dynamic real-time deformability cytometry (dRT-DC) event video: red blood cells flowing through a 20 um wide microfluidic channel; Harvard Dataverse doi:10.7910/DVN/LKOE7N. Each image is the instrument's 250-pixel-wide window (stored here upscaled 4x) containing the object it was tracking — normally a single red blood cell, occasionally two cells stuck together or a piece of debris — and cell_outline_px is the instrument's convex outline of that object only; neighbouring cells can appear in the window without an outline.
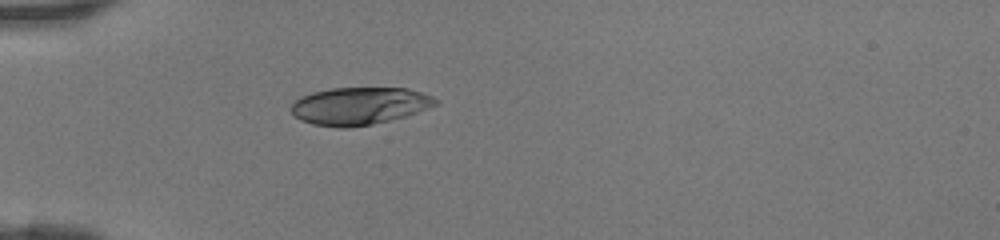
{"species": "human", "species_latin": "Homo sapiens", "temperature_condition": "room temperature", "stored_images_in_passage": 32, "camera_frame_rate_fps": 3000, "um_per_image_px": 0.085, "donor": {"sex": "female"}, "frame": {"image": 1, "passage_image": 1, "time_ms": 0.0, "image_size_px": [1000, 240], "cell_outline_px": [[440, 104], [404, 116], [372, 124], [348, 128], [336, 128], [312, 124], [300, 120], [288, 108], [300, 96], [312, 92], [332, 88], [408, 88], [432, 96], [440, 100]], "centroid_in_image_um": [30.53, 9.0], "position_along_channel_um": 54.5, "area_um2": 31.67}}
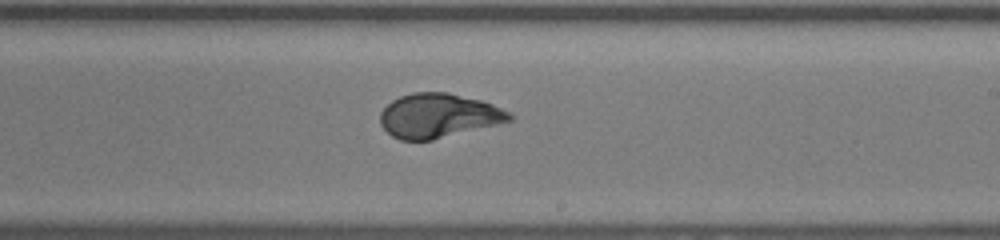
{"frame": {"image": 2, "passage_image": 15, "time_ms": 4.667, "image_size_px": [1000, 240], "cell_outline_px": [[512, 120], [432, 140], [400, 140], [392, 136], [380, 124], [380, 112], [392, 100], [400, 96], [412, 92], [448, 92], [480, 100], [492, 104], [512, 112]], "centroid_in_image_um": [37.25, 9.82], "position_along_channel_um": 251.8, "area_um2": 33.18}}
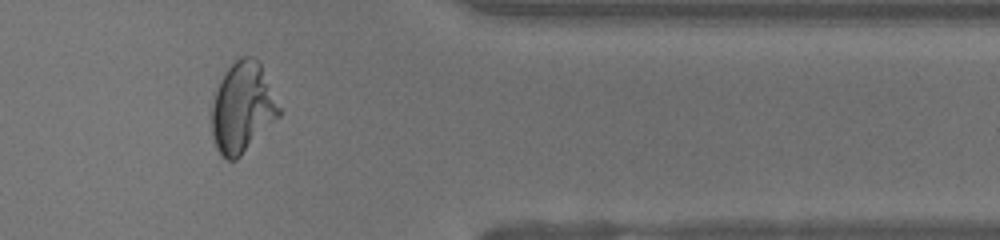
{"frame": {"image": 3, "passage_image": 25, "time_ms": 8.0, "image_size_px": [1000, 240], "cell_outline_px": [[284, 112], [236, 160], [228, 160], [220, 156], [216, 148], [212, 136], [208, 116], [220, 80], [224, 72], [240, 56], [252, 56], [260, 64]], "centroid_in_image_um": [20.59, 9.17], "position_along_channel_um": 390.8, "area_um2": 36.01}}